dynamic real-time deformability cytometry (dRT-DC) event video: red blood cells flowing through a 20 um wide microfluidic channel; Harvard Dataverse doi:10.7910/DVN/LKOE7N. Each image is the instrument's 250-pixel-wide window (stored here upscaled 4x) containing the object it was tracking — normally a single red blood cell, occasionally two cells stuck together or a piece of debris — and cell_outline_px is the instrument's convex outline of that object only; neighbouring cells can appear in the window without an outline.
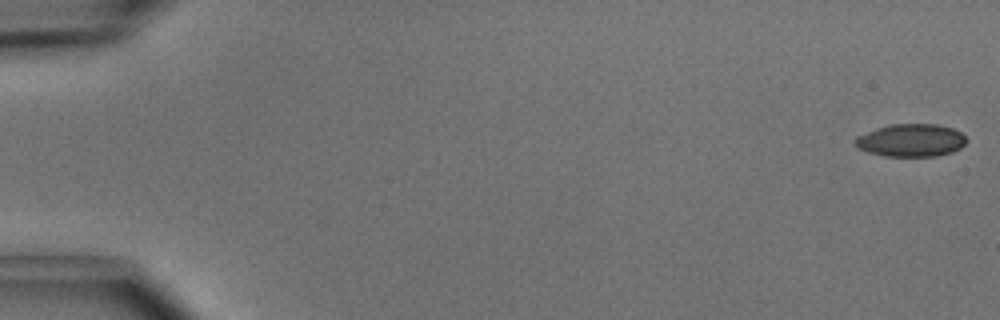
{"species": "common noctule bat (a hibernating species)", "species_latin": "Nyctalus noctula", "temperature_condition": "cold", "stored_images_in_passage": 50, "camera_frame_rate_fps": 3000, "um_per_image_px": 0.085, "animal": {"sex": "male", "body_mass_g": 15.6}, "frame": {"image": 1, "passage_image": 1, "time_ms": 0.0, "image_size_px": [1000, 320], "cell_outline_px": [[968, 140], [960, 148], [952, 152], [936, 156], [884, 156], [868, 152], [856, 148], [852, 140], [856, 136], [876, 128], [892, 124], [936, 124], [952, 128], [960, 132]], "centroid_in_image_um": [77.39, 11.93], "position_along_channel_um": 7.6, "area_um2": 21.39}}
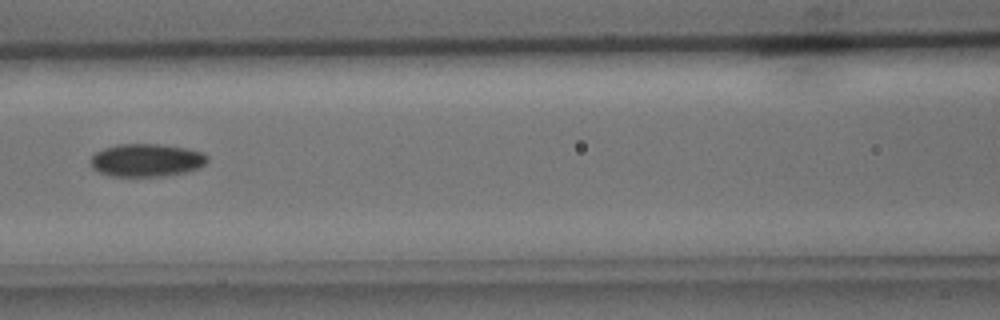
{"frame": {"image": 2, "passage_image": 23, "time_ms": 7.333, "image_size_px": [1000, 320], "cell_outline_px": [[208, 160], [200, 168], [188, 172], [164, 176], [112, 176], [100, 172], [92, 168], [88, 160], [96, 152], [104, 148], [116, 144], [160, 144], [188, 148], [200, 152], [208, 156]], "centroid_in_image_um": [12.45, 13.61], "position_along_channel_um": 154.2, "area_um2": 22.6}}
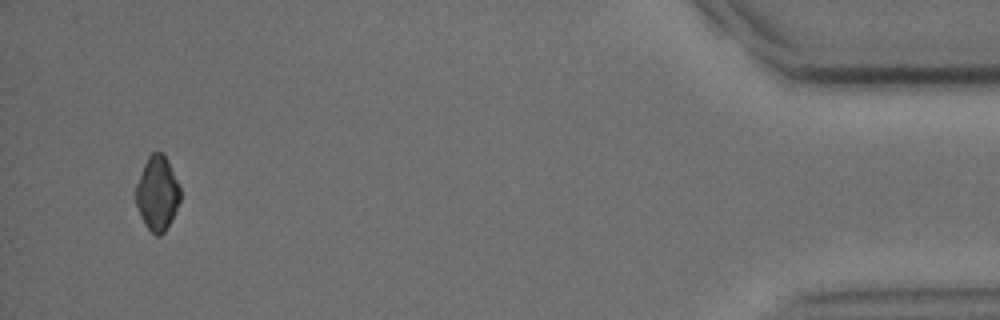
{"frame": {"image": 3, "passage_image": 48, "time_ms": 15.667, "image_size_px": [1000, 320], "cell_outline_px": [[180, 200], [176, 212], [164, 232], [160, 236], [156, 236], [144, 224], [140, 216], [136, 204], [136, 184], [144, 164], [148, 156], [152, 152], [164, 152], [180, 184]], "centroid_in_image_um": [13.39, 16.42], "position_along_channel_um": 421.8, "area_um2": 19.42}, "authors_computed_cell_mechanics": {"area_um2": 21.5594, "velocity_mm_per_s": 4.0635, "shape_relaxation_time_tau1_ms": 3.6407, "shape_relaxation_time_tau2_ms": 4.8224, "deformation_change_tau1": 0.079, "deformation_change_tau2": 0.0769}}